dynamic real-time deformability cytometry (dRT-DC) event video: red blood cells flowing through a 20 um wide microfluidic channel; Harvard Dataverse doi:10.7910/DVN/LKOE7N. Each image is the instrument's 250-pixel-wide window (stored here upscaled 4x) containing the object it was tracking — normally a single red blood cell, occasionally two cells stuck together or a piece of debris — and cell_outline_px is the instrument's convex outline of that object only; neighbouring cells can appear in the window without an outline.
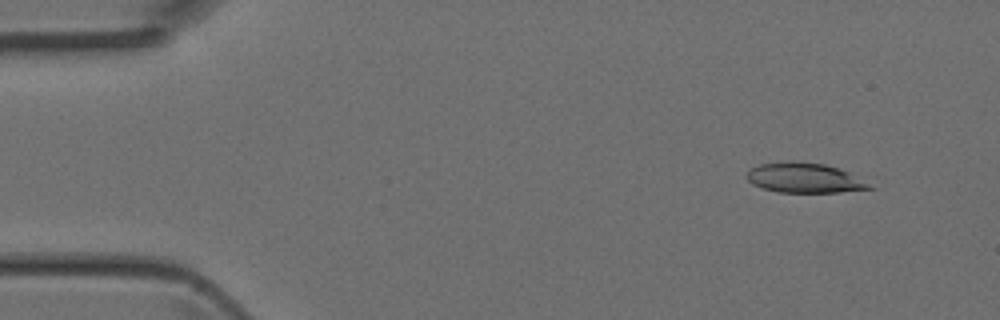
{"species": "Egyptian fruit bat (a non-hibernating species)", "species_latin": "Rousettus aegyptiacus", "temperature_condition": "room temperature", "stored_images_in_passage": 3, "camera_frame_rate_fps": 3000, "um_per_image_px": 0.085, "animal": {"sex": "female"}, "frame": {"image": 1, "passage_image": 1, "time_ms": 0.0, "image_size_px": [1000, 320], "cell_outline_px": [[876, 188], [840, 192], [780, 192], [764, 188], [752, 184], [744, 176], [752, 168], [760, 164], [788, 160], [792, 160], [824, 164], [848, 172]], "centroid_in_image_um": [68.34, 15.11], "position_along_channel_um": 16.7, "area_um2": 21.21}}